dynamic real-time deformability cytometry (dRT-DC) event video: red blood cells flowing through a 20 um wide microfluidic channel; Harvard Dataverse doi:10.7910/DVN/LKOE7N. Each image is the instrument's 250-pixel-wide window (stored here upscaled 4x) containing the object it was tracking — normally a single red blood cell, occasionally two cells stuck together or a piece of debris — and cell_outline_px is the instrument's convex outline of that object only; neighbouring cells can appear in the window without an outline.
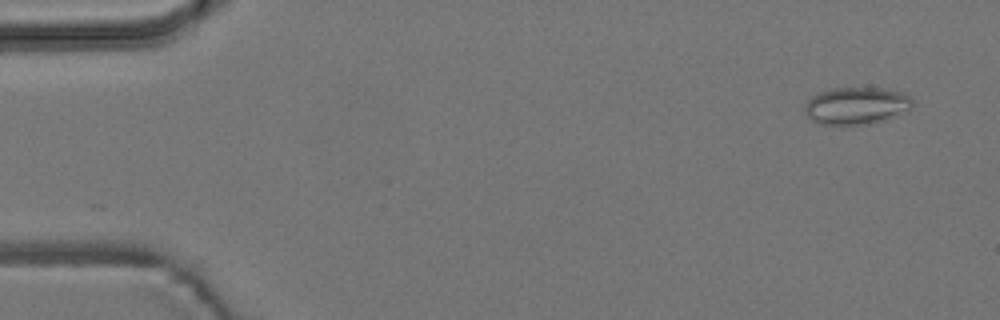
{"species": "common noctule bat (a hibernating species)", "species_latin": "Nyctalus noctula", "temperature_condition": "room temperature", "stored_images_in_passage": 7, "camera_frame_rate_fps": 3000, "um_per_image_px": 0.085, "animal": {"sex": "male", "body_mass_g": 19.2, "forearm_length_mm": 51.8}, "frame": {"image": 1, "passage_image": 1, "time_ms": 0.0, "image_size_px": [1000, 320], "cell_outline_px": [[916, 104], [912, 108], [896, 116], [872, 124], [820, 124], [812, 120], [804, 112], [804, 104], [816, 92], [828, 88], [884, 88], [904, 92], [912, 96]], "centroid_in_image_um": [72.83, 8.97], "position_along_channel_um": 12.2, "area_um2": 23.93}}
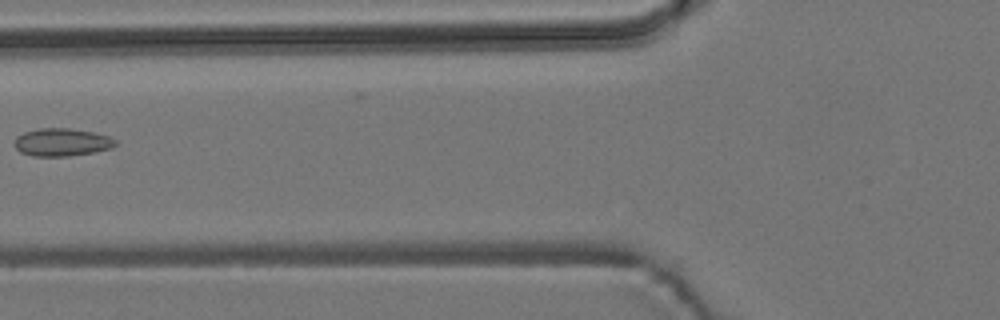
{"frame": {"image": 2, "passage_image": 6, "time_ms": 6.0, "image_size_px": [1000, 320], "cell_outline_px": [[120, 144], [112, 148], [92, 152], [68, 156], [32, 156], [20, 152], [12, 144], [16, 136], [24, 132], [36, 128], [68, 128], [96, 132], [108, 136], [116, 140]], "centroid_in_image_um": [5.25, 12.08], "position_along_channel_um": 120.6, "area_um2": 16.65}}
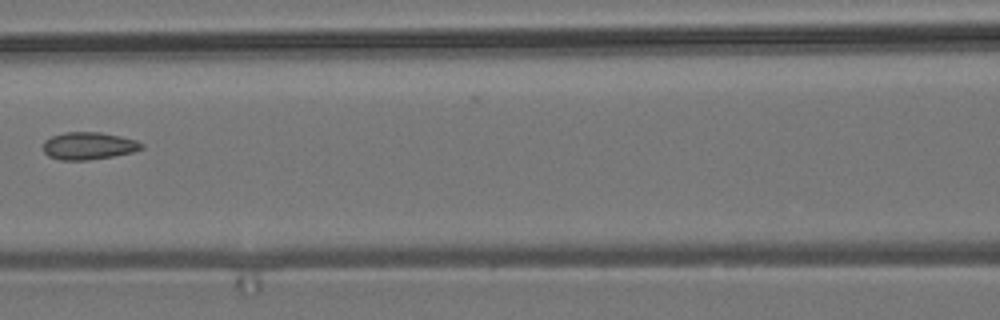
{"frame": {"image": 3, "passage_image": 7, "time_ms": 7.0, "image_size_px": [1000, 320], "cell_outline_px": [[144, 148], [132, 152], [112, 156], [88, 160], [60, 160], [48, 156], [44, 152], [44, 140], [52, 136], [64, 132], [100, 132], [120, 136], [136, 140], [144, 144]], "centroid_in_image_um": [7.53, 12.39], "position_along_channel_um": 159.1, "area_um2": 15.72}}